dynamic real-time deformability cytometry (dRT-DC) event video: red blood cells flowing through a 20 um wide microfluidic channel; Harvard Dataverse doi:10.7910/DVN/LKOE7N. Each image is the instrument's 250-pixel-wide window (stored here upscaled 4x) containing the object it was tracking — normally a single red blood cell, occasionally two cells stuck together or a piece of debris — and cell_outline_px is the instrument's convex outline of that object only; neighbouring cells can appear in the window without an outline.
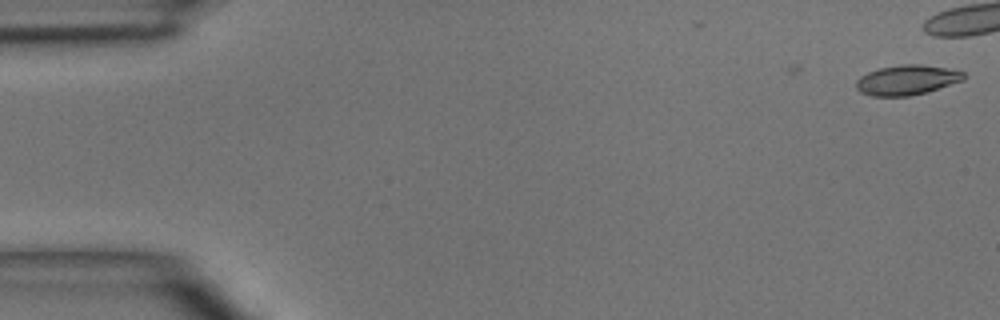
{"species": "common noctule bat (a hibernating species)", "species_latin": "Nyctalus noctula", "temperature_condition": "room temperature", "stored_images_in_passage": 3, "camera_frame_rate_fps": 3000, "um_per_image_px": 0.085, "animal": {"sex": "male", "body_mass_g": 15.6}, "frame": {"image": 1, "passage_image": 1, "time_ms": 0.0, "image_size_px": [1000, 320], "cell_outline_px": [[964, 80], [924, 92], [908, 96], [872, 96], [860, 92], [856, 88], [856, 80], [860, 76], [868, 72], [880, 68], [900, 64], [920, 64], [944, 68], [964, 72]], "centroid_in_image_um": [77.03, 6.8], "position_along_channel_um": 8.0, "area_um2": 18.5}}